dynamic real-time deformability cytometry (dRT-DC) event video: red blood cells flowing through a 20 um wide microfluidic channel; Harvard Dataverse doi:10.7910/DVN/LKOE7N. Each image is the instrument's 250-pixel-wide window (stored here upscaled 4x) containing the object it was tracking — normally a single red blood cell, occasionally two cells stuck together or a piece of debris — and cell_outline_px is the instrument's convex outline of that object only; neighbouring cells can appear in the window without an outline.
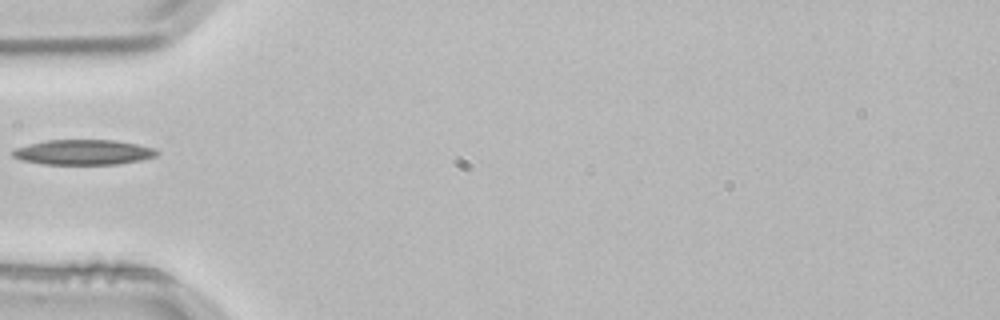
{"species": "common noctule bat (a hibernating species)", "species_latin": "Nyctalus noctula", "temperature_condition": "room temperature", "stored_images_in_passage": 1, "camera_frame_rate_fps": 3000, "um_per_image_px": 0.085, "animal": {"sex": "male", "body_mass_g": 21.5, "forearm_length_mm": 52.0}, "frame": {"image": 1, "passage_image": 1, "time_ms": 0.0, "image_size_px": [1000, 320], "cell_outline_px": [[160, 152], [156, 156], [140, 160], [120, 164], [44, 164], [20, 160], [12, 156], [12, 152], [16, 148], [28, 144], [48, 140], [116, 140], [136, 144], [152, 148]], "centroid_in_image_um": [7.07, 12.94], "position_along_channel_um": 77.9, "area_um2": 21.04}}